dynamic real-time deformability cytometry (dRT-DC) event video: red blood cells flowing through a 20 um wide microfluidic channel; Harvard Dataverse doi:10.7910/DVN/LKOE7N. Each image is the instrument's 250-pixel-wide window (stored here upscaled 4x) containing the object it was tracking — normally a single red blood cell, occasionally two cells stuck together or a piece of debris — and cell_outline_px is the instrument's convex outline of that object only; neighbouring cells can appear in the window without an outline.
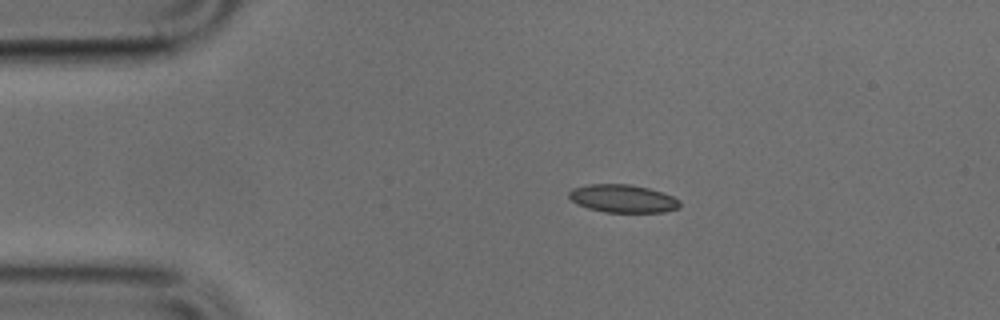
{"species": "common noctule bat (a hibernating species)", "species_latin": "Nyctalus noctula", "temperature_condition": "cold", "stored_images_in_passage": 41, "camera_frame_rate_fps": 3000, "um_per_image_px": 0.085, "animal": {"sex": "male", "body_mass_g": 17.9, "forearm_length_mm": 54.2}, "frame": {"image": 1, "passage_image": 1, "time_ms": 0.0, "image_size_px": [1000, 320], "cell_outline_px": [[680, 208], [664, 212], [604, 212], [588, 208], [576, 204], [568, 196], [568, 192], [572, 188], [588, 184], [628, 184], [648, 188], [672, 196], [680, 200]], "centroid_in_image_um": [52.92, 16.88], "position_along_channel_um": 32.1, "area_um2": 18.09}}
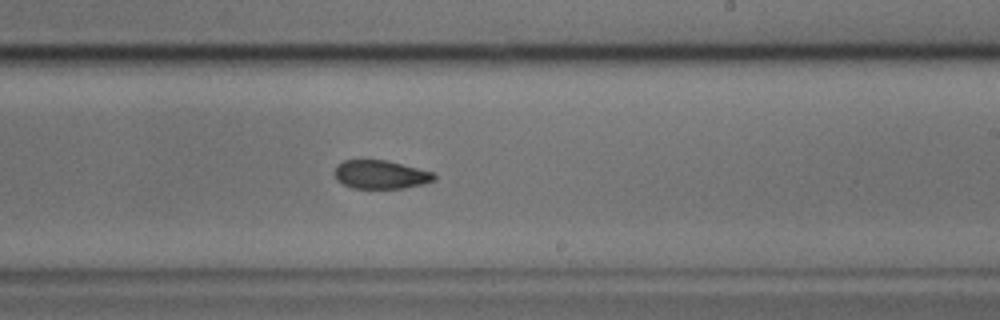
{"frame": {"image": 2, "passage_image": 21, "time_ms": 6.667, "image_size_px": [1000, 320], "cell_outline_px": [[436, 180], [424, 184], [404, 188], [352, 188], [336, 180], [336, 164], [344, 160], [384, 160], [432, 172], [436, 176]], "centroid_in_image_um": [32.35, 14.84], "position_along_channel_um": 256.6, "area_um2": 16.36}}
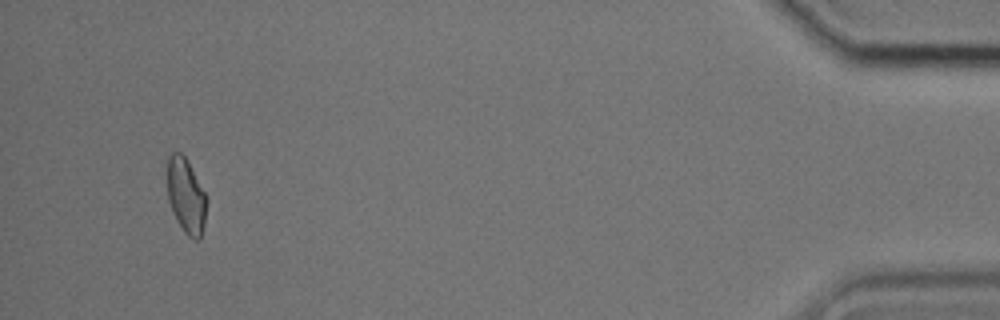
{"frame": {"image": 3, "passage_image": 39, "time_ms": 12.667, "image_size_px": [1000, 320], "cell_outline_px": [[208, 200], [204, 224], [200, 240], [192, 240], [184, 232], [176, 220], [172, 212], [168, 200], [168, 156], [172, 152], [180, 152], [184, 156], [208, 196]], "centroid_in_image_um": [15.84, 16.69], "position_along_channel_um": 419.4, "area_um2": 17.4}}